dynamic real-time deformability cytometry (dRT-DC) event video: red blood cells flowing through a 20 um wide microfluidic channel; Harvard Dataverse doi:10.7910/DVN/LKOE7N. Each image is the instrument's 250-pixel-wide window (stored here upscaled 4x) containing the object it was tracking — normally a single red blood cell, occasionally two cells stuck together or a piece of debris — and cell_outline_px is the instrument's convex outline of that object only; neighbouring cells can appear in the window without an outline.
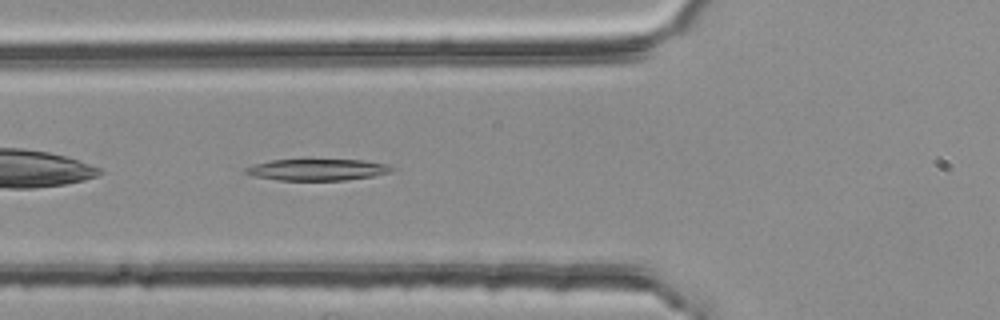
{"species": "common noctule bat (a hibernating species)", "species_latin": "Nyctalus noctula", "temperature_condition": "room temperature", "stored_images_in_passage": 37, "camera_frame_rate_fps": 3000, "um_per_image_px": 0.085, "animal": {"sex": "female", "body_mass_g": 25.1}, "frame": {"image": 1, "passage_image": 3, "time_ms": 0.667, "image_size_px": [1000, 320], "cell_outline_px": [[396, 168], [392, 172], [372, 176], [344, 180], [276, 180], [252, 176], [240, 172], [244, 168], [256, 164], [272, 160], [308, 156], [364, 160], [388, 164]], "centroid_in_image_um": [26.95, 14.36], "position_along_channel_um": 98.9, "area_um2": 19.71}}
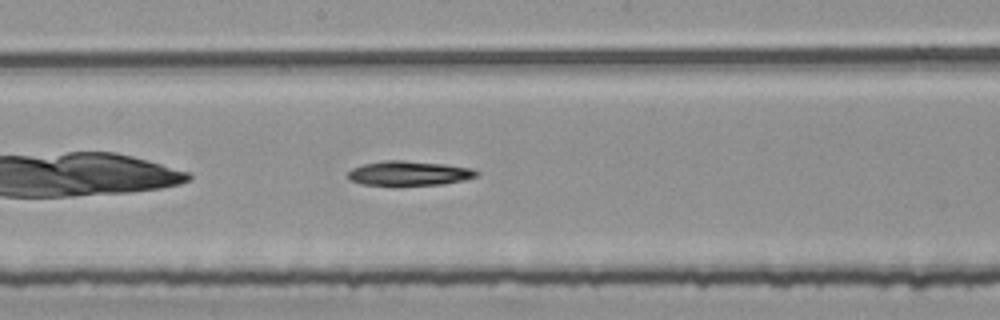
{"frame": {"image": 2, "passage_image": 12, "time_ms": 3.667, "image_size_px": [1000, 320], "cell_outline_px": [[480, 172], [476, 176], [464, 180], [444, 184], [396, 188], [392, 188], [360, 184], [348, 180], [348, 172], [352, 168], [364, 164], [384, 160], [404, 160], [444, 164], [472, 168]], "centroid_in_image_um": [34.71, 14.78], "position_along_channel_um": 213.5, "area_um2": 19.42}}
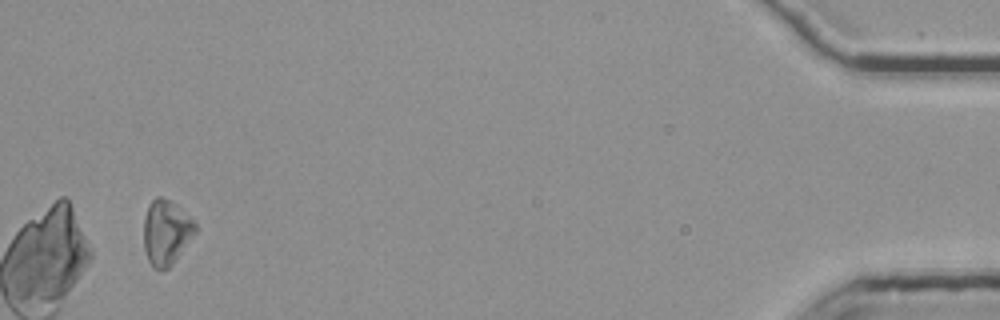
{"frame": {"image": 3, "passage_image": 35, "time_ms": 11.333, "image_size_px": [1000, 320], "cell_outline_px": [[196, 232], [172, 264], [168, 268], [160, 272], [152, 268], [148, 260], [144, 248], [144, 216], [148, 204], [156, 196], [160, 196], [176, 204], [196, 220]], "centroid_in_image_um": [14.12, 19.75], "position_along_channel_um": 421.1, "area_um2": 19.83}}